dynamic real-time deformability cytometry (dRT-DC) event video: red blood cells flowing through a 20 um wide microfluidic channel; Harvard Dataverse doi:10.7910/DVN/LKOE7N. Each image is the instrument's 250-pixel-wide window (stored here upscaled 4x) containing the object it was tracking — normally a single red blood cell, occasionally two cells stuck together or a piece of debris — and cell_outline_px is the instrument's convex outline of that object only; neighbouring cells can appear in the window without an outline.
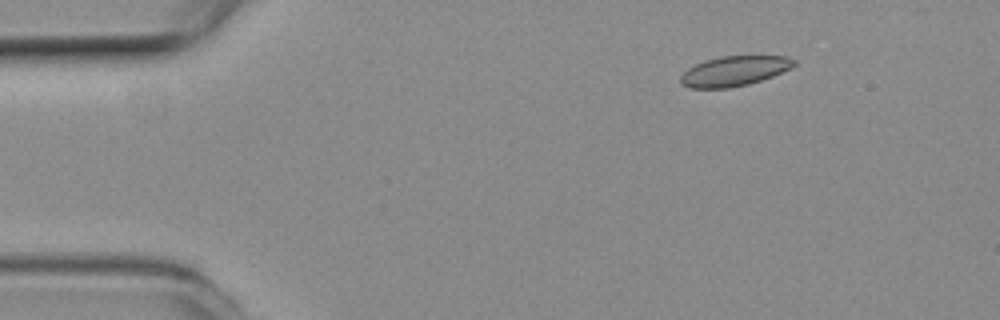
{"species": "common noctule bat (a hibernating species)", "species_latin": "Nyctalus noctula", "temperature_condition": "room temperature", "stored_images_in_passage": 26, "camera_frame_rate_fps": 3000, "um_per_image_px": 0.085, "animal": {"sex": "female", "body_mass_g": 19.3, "forearm_length_mm": 54.1}, "frame": {"image": 1, "passage_image": 1, "time_ms": 0.0, "image_size_px": [1000, 320], "cell_outline_px": [[796, 64], [772, 76], [748, 84], [728, 88], [692, 88], [680, 84], [680, 76], [688, 68], [696, 64], [720, 56], [788, 56], [796, 60]], "centroid_in_image_um": [62.39, 6.04], "position_along_channel_um": 22.6, "area_um2": 19.54}}
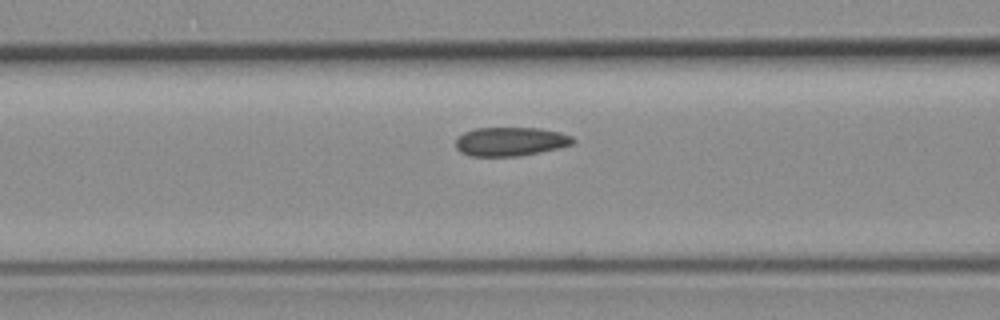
{"frame": {"image": 2, "passage_image": 15, "time_ms": 4.667, "image_size_px": [1000, 320], "cell_outline_px": [[576, 140], [572, 144], [560, 148], [520, 156], [468, 156], [460, 152], [456, 148], [456, 140], [464, 132], [476, 128], [540, 128], [560, 132], [572, 136]], "centroid_in_image_um": [43.41, 12.03], "position_along_channel_um": 123.2, "area_um2": 19.83}}
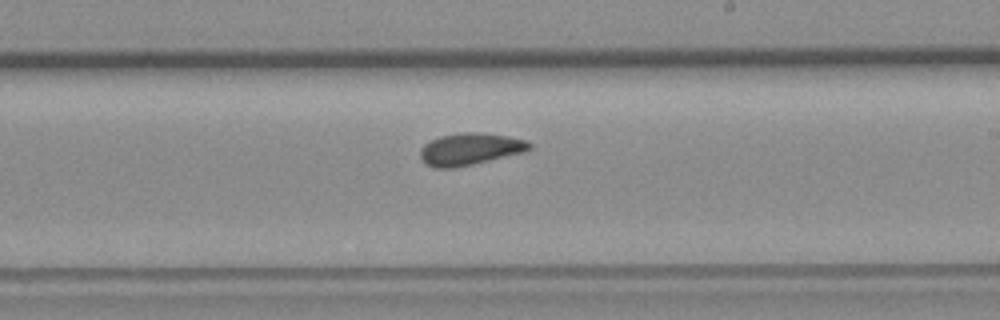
{"frame": {"image": 3, "passage_image": 25, "time_ms": 8.0, "image_size_px": [1000, 320], "cell_outline_px": [[532, 148], [524, 152], [456, 168], [432, 168], [424, 164], [420, 156], [420, 152], [424, 144], [440, 136], [460, 132], [484, 132], [508, 136], [528, 140], [532, 144]], "centroid_in_image_um": [39.96, 12.67], "position_along_channel_um": 249.0, "area_um2": 20.63}}